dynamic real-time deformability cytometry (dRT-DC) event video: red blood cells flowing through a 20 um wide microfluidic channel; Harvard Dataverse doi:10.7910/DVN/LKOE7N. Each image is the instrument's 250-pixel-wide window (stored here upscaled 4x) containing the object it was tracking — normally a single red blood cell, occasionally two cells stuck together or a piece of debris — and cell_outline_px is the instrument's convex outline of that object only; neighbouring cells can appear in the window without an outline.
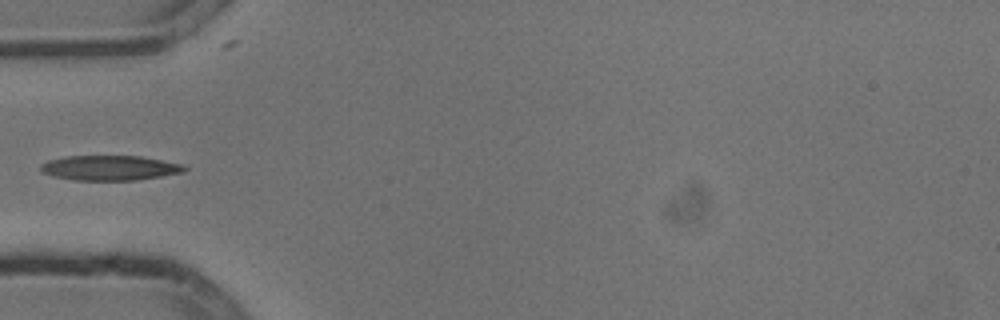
{"species": "common noctule bat (a hibernating species)", "species_latin": "Nyctalus noctula", "temperature_condition": "cold", "stored_images_in_passage": 5, "camera_frame_rate_fps": 3000, "um_per_image_px": 0.085, "animal": {"sex": "male", "body_mass_g": 13.3}, "frame": {"image": 1, "passage_image": 5, "time_ms": 1.333, "image_size_px": [1000, 320], "cell_outline_px": [[188, 168], [184, 172], [136, 180], [72, 180], [40, 172], [40, 164], [48, 160], [64, 156], [140, 156], [184, 164]], "centroid_in_image_um": [9.32, 14.26], "position_along_channel_um": 75.7, "area_um2": 20.92}}